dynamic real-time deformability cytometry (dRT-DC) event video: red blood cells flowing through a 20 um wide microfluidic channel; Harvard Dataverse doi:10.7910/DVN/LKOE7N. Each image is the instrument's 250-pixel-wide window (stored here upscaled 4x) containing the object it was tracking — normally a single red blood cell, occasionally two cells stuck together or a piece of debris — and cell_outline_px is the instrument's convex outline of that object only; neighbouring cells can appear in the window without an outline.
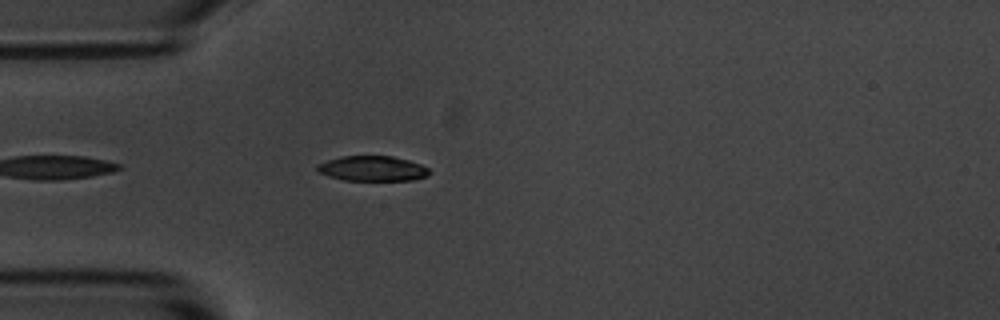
{"species": "common noctule bat (a hibernating species)", "species_latin": "Nyctalus noctula", "temperature_condition": "room temperature", "stored_images_in_passage": 17, "camera_frame_rate_fps": 3000, "um_per_image_px": 0.085, "animal": {"sex": "male", "body_mass_g": 20.1, "forearm_length_mm": 53.5}, "frame": {"image": 1, "passage_image": 3, "time_ms": 0.667, "image_size_px": [1000, 320], "cell_outline_px": [[432, 172], [428, 176], [412, 180], [344, 180], [328, 176], [320, 172], [316, 168], [316, 164], [340, 156], [392, 156], [408, 160], [420, 164], [428, 168]], "centroid_in_image_um": [31.67, 14.32], "position_along_channel_um": 53.3, "area_um2": 16.42}}
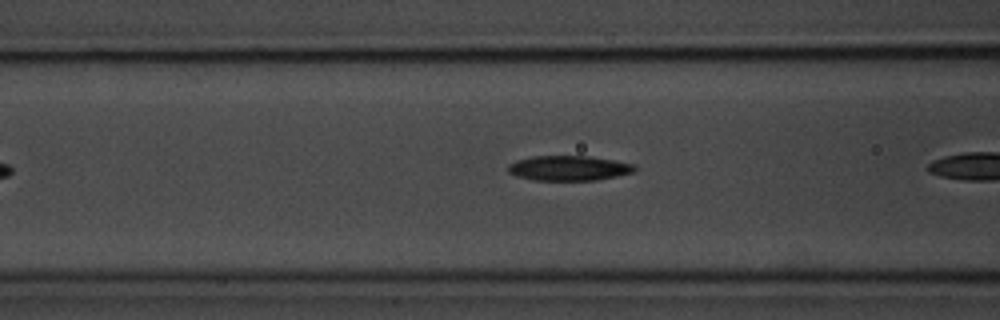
{"frame": {"image": 2, "passage_image": 6, "time_ms": 1.667, "image_size_px": [1000, 320], "cell_outline_px": [[636, 168], [632, 172], [616, 176], [596, 180], [536, 180], [516, 176], [508, 172], [508, 164], [516, 160], [532, 156], [588, 156], [616, 160], [636, 164]], "centroid_in_image_um": [48.35, 14.28], "position_along_channel_um": 118.3, "area_um2": 18.44}}